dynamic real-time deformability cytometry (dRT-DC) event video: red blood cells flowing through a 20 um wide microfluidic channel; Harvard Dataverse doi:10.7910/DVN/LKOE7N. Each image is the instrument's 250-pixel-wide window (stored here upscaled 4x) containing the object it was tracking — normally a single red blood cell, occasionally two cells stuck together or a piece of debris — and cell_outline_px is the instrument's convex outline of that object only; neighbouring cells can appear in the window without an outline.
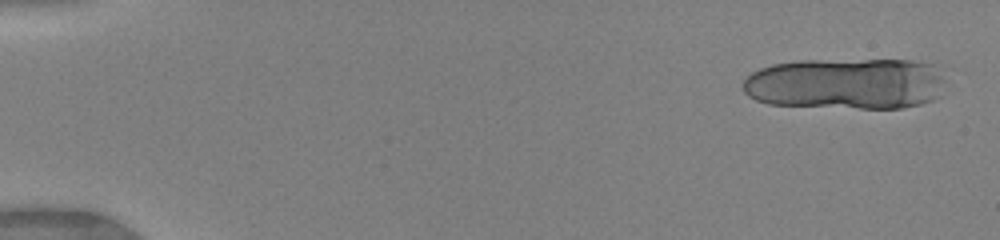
{"species": "human", "species_latin": "Homo sapiens", "temperature_condition": "warm", "stored_images_in_passage": 10, "camera_frame_rate_fps": 3000, "um_per_image_px": 0.085, "donor": {"sex": "female"}, "frame": {"image": 1, "passage_image": 1, "time_ms": 0.0, "image_size_px": [1000, 240], "cell_outline_px": [[944, 80], [940, 96], [932, 100], [920, 104], [900, 108], [860, 108], [768, 104], [756, 100], [748, 96], [744, 92], [744, 80], [752, 72], [760, 68], [772, 64], [800, 60], [912, 60], [932, 64]], "centroid_in_image_um": [71.89, 7.11], "position_along_channel_um": 13.1, "area_um2": 60.81}}